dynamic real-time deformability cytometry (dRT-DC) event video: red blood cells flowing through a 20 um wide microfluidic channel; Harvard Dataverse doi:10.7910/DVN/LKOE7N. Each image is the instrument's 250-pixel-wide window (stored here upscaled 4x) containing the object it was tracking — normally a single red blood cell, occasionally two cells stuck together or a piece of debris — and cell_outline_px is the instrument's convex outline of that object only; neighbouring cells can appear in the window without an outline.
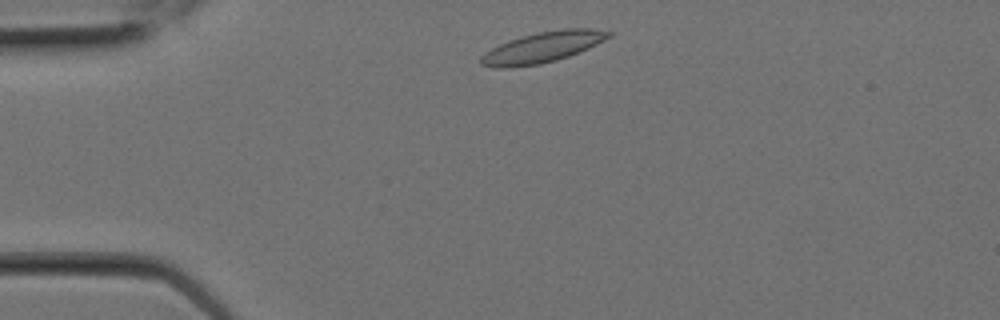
{"species": "Egyptian fruit bat (a non-hibernating species)", "species_latin": "Rousettus aegyptiacus", "temperature_condition": "room temperature", "stored_images_in_passage": 5, "camera_frame_rate_fps": 3000, "um_per_image_px": 0.085, "animal": {"sex": "female"}, "frame": {"image": 1, "passage_image": 1, "time_ms": 0.0, "image_size_px": [1000, 320], "cell_outline_px": [[616, 32], [612, 36], [588, 48], [568, 56], [556, 60], [540, 64], [512, 68], [496, 68], [480, 64], [480, 56], [484, 52], [508, 40], [540, 32], [564, 28], [592, 28]], "centroid_in_image_um": [46.13, 4.02], "position_along_channel_um": 38.9, "area_um2": 22.89}}
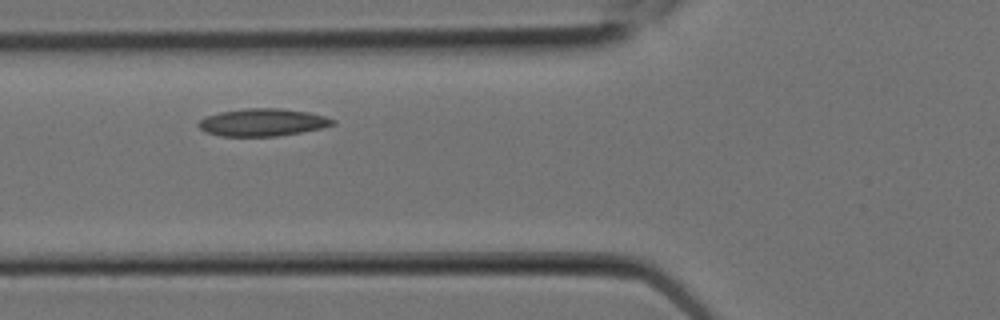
{"frame": {"image": 2, "passage_image": 4, "time_ms": 1.0, "image_size_px": [1000, 320], "cell_outline_px": [[336, 124], [320, 128], [300, 132], [276, 136], [220, 136], [204, 132], [196, 124], [204, 116], [220, 112], [248, 108], [280, 108], [308, 112], [324, 116], [336, 120]], "centroid_in_image_um": [22.29, 10.4], "position_along_channel_um": 103.5, "area_um2": 21.5}}
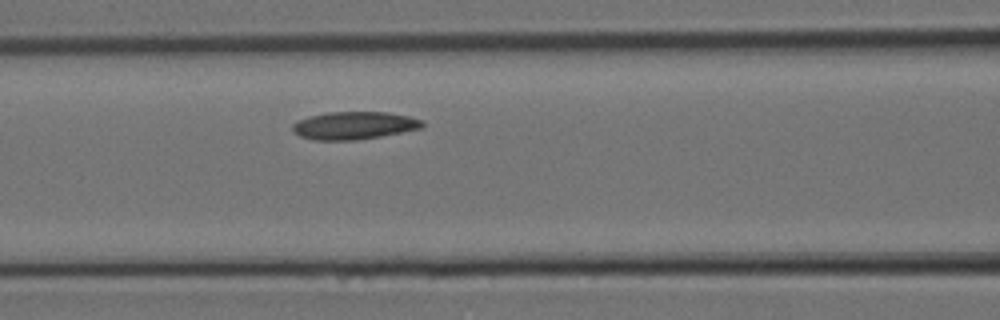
{"frame": {"image": 3, "passage_image": 5, "time_ms": 1.333, "image_size_px": [1000, 320], "cell_outline_px": [[424, 128], [380, 136], [356, 140], [316, 140], [300, 136], [292, 132], [292, 124], [296, 120], [308, 116], [328, 112], [388, 112], [408, 116], [424, 120]], "centroid_in_image_um": [30.09, 10.66], "position_along_channel_um": 136.5, "area_um2": 21.15}}